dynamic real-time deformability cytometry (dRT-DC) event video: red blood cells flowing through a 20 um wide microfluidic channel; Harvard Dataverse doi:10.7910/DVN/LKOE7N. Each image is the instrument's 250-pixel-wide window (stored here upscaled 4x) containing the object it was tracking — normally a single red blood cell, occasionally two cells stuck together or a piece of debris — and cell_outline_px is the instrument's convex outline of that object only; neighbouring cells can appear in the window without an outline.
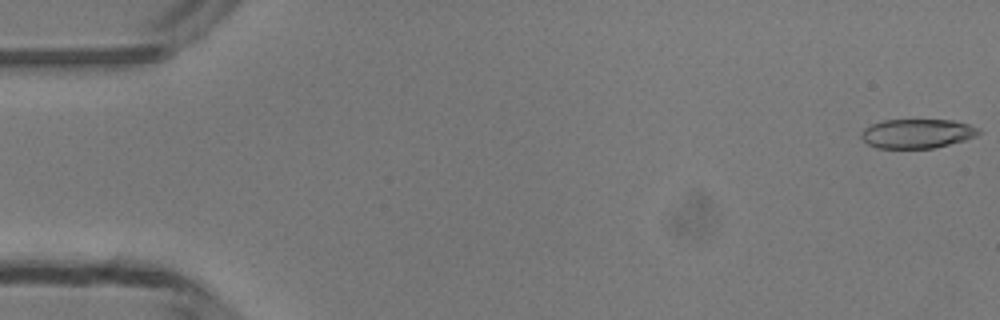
{"species": "common noctule bat (a hibernating species)", "species_latin": "Nyctalus noctula", "temperature_condition": "room temperature", "stored_images_in_passage": 49, "camera_frame_rate_fps": 3000, "um_per_image_px": 0.085, "animal": {"sex": "male", "body_mass_g": 13.3}, "frame": {"image": 1, "passage_image": 1, "time_ms": 0.0, "image_size_px": [1000, 320], "cell_outline_px": [[980, 132], [976, 136], [964, 140], [932, 148], [876, 148], [868, 144], [860, 136], [860, 132], [864, 128], [872, 124], [884, 120], [952, 120], [968, 124], [980, 128]], "centroid_in_image_um": [77.94, 11.35], "position_along_channel_um": 7.1, "area_um2": 19.94}}
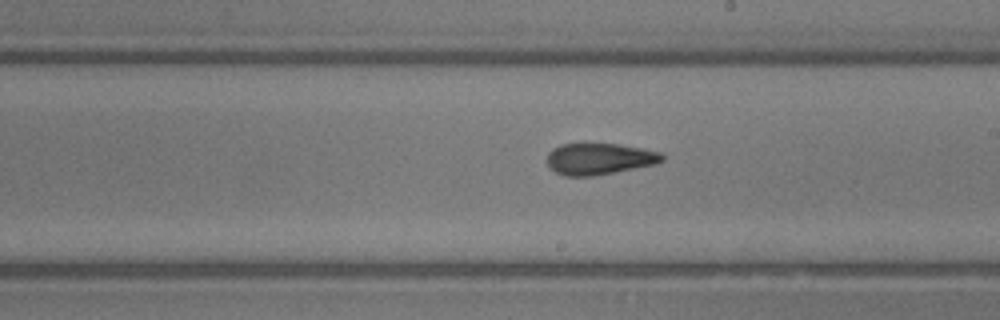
{"frame": {"image": 2, "passage_image": 28, "time_ms": 9.0, "image_size_px": [1000, 320], "cell_outline_px": [[664, 160], [656, 164], [592, 176], [564, 176], [556, 172], [548, 164], [548, 152], [552, 148], [560, 144], [580, 140], [620, 144], [660, 152], [664, 156]], "centroid_in_image_um": [50.9, 13.44], "position_along_channel_um": 238.1, "area_um2": 21.79}}
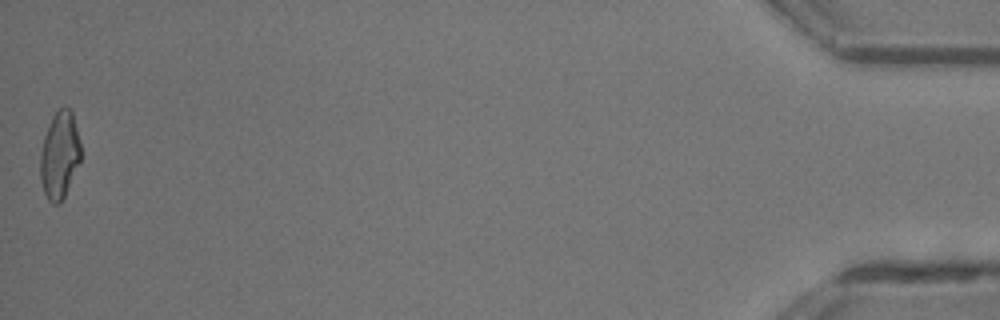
{"frame": {"image": 3, "passage_image": 49, "time_ms": 16.0, "image_size_px": [1000, 320], "cell_outline_px": [[80, 160], [64, 196], [60, 204], [52, 204], [48, 200], [44, 192], [40, 180], [40, 152], [44, 136], [52, 116], [64, 104], [72, 112], [80, 144]], "centroid_in_image_um": [5.04, 13.19], "position_along_channel_um": 430.2, "area_um2": 20.4}, "authors_computed_cell_mechanics": {"area_um2": 21.2704, "velocity_mm_per_s": 4.208, "shape_relaxation_time_tau1_ms": null, "shape_relaxation_time_tau2_ms": 2.0355, "deformation_change_tau1": null, "deformation_change_tau2": 0.0942}}